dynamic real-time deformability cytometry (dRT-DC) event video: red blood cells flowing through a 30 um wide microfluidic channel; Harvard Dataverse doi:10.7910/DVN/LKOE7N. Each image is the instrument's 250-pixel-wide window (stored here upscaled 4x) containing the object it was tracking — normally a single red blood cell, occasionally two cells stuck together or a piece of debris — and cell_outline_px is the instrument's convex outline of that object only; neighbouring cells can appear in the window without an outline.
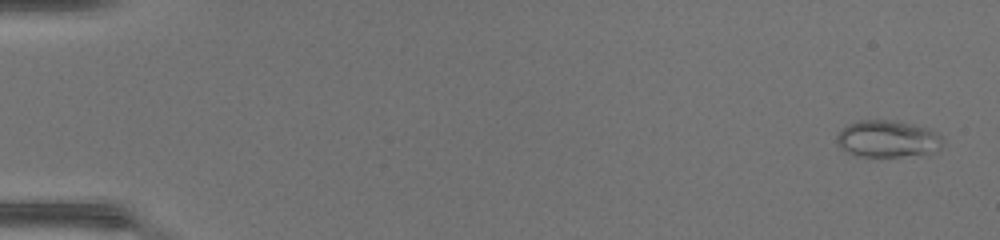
{"species": "common noctule bat (a hibernating species)", "species_latin": "Nyctalus noctula", "temperature_condition": "warm", "stored_images_in_passage": 48, "camera_frame_rate_fps": 3000, "um_per_image_px": 0.085, "animal": {"sex": "female", "body_mass_g": 17.0, "forearm_length_mm": 48.0}, "frame": {"image": 1, "passage_image": 2, "time_ms": 0.333, "image_size_px": [1000, 240], "cell_outline_px": [[940, 148], [924, 152], [900, 156], [856, 156], [840, 148], [836, 144], [836, 136], [840, 128], [856, 120], [888, 120], [912, 124], [928, 128], [936, 132], [940, 136]], "centroid_in_image_um": [75.31, 11.78], "position_along_channel_um": 9.7, "area_um2": 22.43}}
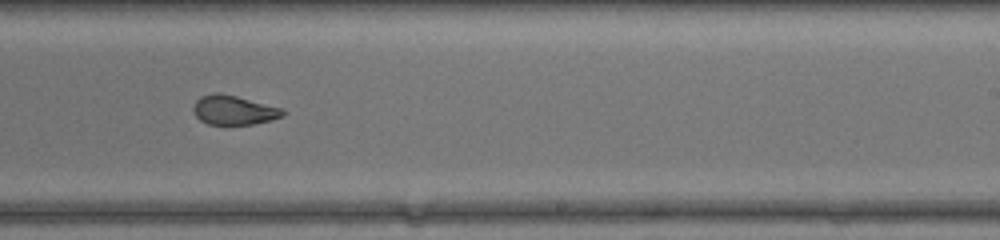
{"frame": {"image": 2, "passage_image": 31, "time_ms": 10.0, "image_size_px": [1000, 240], "cell_outline_px": [[288, 112], [284, 116], [272, 120], [252, 124], [208, 124], [200, 120], [196, 116], [192, 108], [196, 100], [200, 96], [212, 92], [220, 92], [284, 108]], "centroid_in_image_um": [19.9, 9.34], "position_along_channel_um": 269.1, "area_um2": 15.55}}
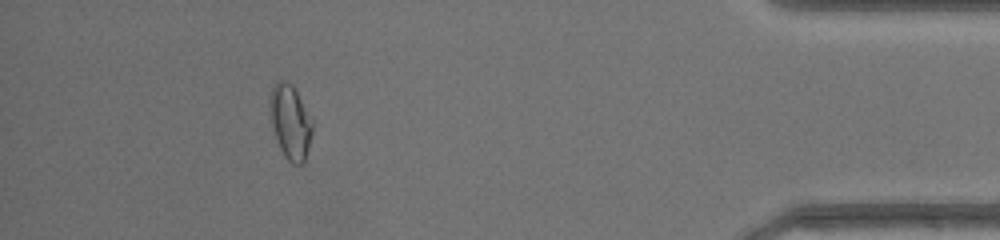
{"frame": {"image": 3, "passage_image": 44, "time_ms": 14.333, "image_size_px": [1000, 240], "cell_outline_px": [[312, 132], [304, 160], [300, 164], [292, 164], [284, 156], [276, 140], [272, 128], [268, 112], [268, 100], [272, 88], [280, 80], [284, 80], [292, 84], [312, 120]], "centroid_in_image_um": [24.63, 10.35], "position_along_channel_um": 410.6, "area_um2": 18.38}, "authors_computed_cell_mechanics": {"area_um2": 17.9469, "velocity_mm_per_s": 4.4264, "shape_relaxation_time_tau1_ms": null, "shape_relaxation_time_tau2_ms": 0.875, "deformation_change_tau1": null, "deformation_change_tau2": 0.0637}}